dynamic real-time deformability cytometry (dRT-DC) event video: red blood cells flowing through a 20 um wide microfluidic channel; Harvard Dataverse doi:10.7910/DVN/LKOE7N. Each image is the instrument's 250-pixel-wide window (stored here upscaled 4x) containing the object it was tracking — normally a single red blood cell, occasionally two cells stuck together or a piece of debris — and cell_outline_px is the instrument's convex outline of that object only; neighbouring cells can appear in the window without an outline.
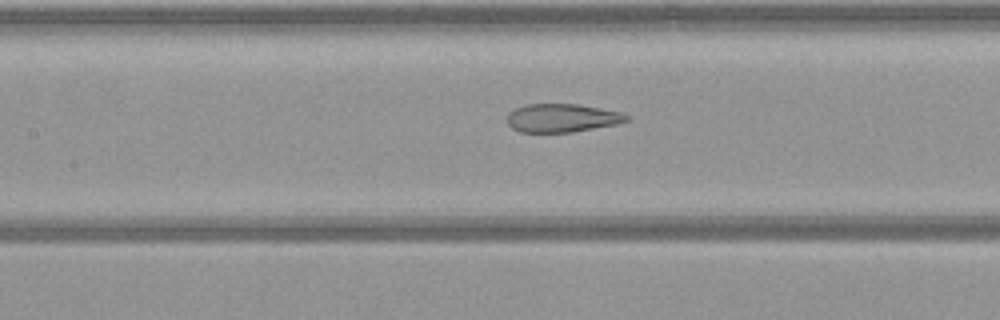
{"species": "common noctule bat (a hibernating species)", "species_latin": "Nyctalus noctula", "temperature_condition": "warm", "stored_images_in_passage": 52, "camera_frame_rate_fps": 3000, "um_per_image_px": 0.085, "animal": {"sex": "female", "body_mass_g": 21.9}, "frame": {"image": 1, "passage_image": 23, "time_ms": 7.333, "image_size_px": [1000, 320], "cell_outline_px": [[628, 120], [616, 124], [572, 132], [520, 132], [512, 128], [508, 124], [508, 112], [516, 108], [528, 104], [580, 104], [624, 112], [628, 116]], "centroid_in_image_um": [47.79, 10.02], "position_along_channel_um": 159.6, "area_um2": 19.77}}
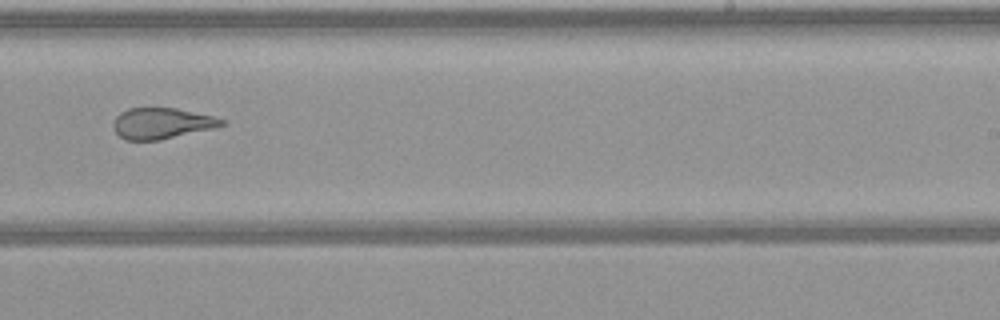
{"frame": {"image": 2, "passage_image": 32, "time_ms": 10.333, "image_size_px": [1000, 320], "cell_outline_px": [[224, 124], [216, 128], [160, 140], [124, 140], [112, 128], [112, 124], [116, 116], [120, 112], [128, 108], [176, 108], [212, 116], [224, 120]], "centroid_in_image_um": [13.71, 10.49], "position_along_channel_um": 275.3, "area_um2": 19.59}}
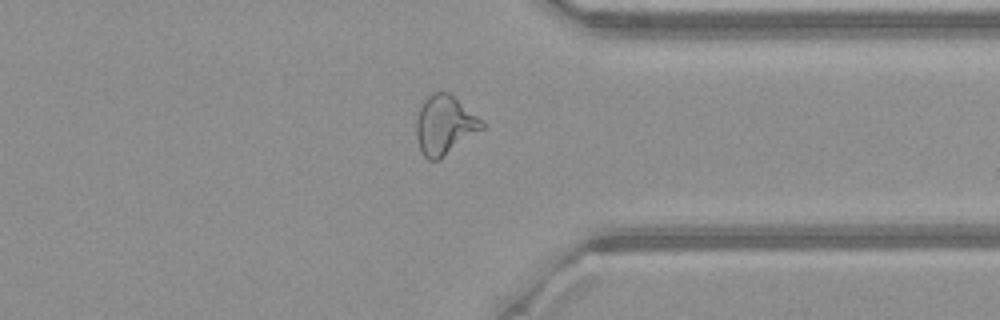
{"frame": {"image": 3, "passage_image": 40, "time_ms": 13.0, "image_size_px": [1000, 320], "cell_outline_px": [[488, 124], [484, 128], [440, 160], [428, 160], [424, 156], [420, 148], [416, 136], [416, 120], [420, 104], [432, 92], [448, 92], [484, 120]], "centroid_in_image_um": [37.81, 10.63], "position_along_channel_um": 373.6, "area_um2": 22.89}}